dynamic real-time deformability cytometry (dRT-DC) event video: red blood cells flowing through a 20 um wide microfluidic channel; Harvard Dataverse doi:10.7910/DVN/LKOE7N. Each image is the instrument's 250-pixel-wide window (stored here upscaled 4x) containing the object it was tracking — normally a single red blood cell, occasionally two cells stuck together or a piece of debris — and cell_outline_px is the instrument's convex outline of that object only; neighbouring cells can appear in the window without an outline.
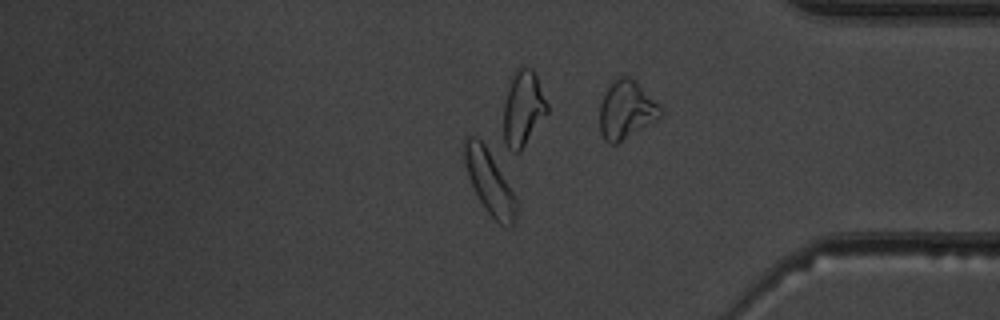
{"species": "common noctule bat (a hibernating species)", "species_latin": "Nyctalus noctula", "temperature_condition": "warm", "stored_images_in_passage": 42, "camera_frame_rate_fps": 3000, "um_per_image_px": 0.085, "animal": {"sex": "male", "body_mass_g": 19.5, "forearm_length_mm": 54.6}, "frame": {"image": 1, "passage_image": 42, "time_ms": 13.667, "image_size_px": [1000, 320], "cell_outline_px": [[664, 112], [656, 120], [616, 144], [608, 144], [604, 140], [600, 132], [600, 104], [604, 92], [612, 80], [616, 76], [628, 76], [636, 80], [660, 104]], "centroid_in_image_um": [53.23, 9.31], "position_along_channel_um": 382.0, "area_um2": 20.98}, "authors_computed_cell_mechanics": {"area_um2": 17.7157, "velocity_mm_per_s": 3.8983, "shape_relaxation_time_tau1_ms": 3.9142, "shape_relaxation_time_tau2_ms": 3.6086, "deformation_change_tau1": 0.101, "deformation_change_tau2": 0.0918}}